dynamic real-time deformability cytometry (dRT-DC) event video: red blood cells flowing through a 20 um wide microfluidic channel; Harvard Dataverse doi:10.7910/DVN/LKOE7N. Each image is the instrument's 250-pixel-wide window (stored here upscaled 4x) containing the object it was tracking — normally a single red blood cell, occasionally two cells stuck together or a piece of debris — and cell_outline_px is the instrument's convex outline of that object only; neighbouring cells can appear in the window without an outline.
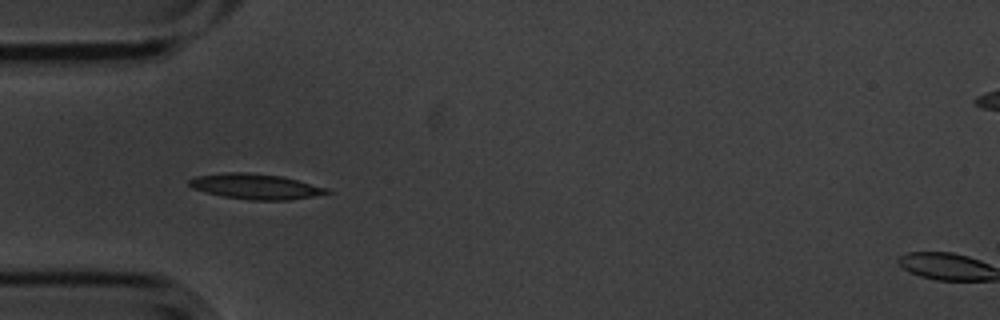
{"species": "common noctule bat (a hibernating species)", "species_latin": "Nyctalus noctula", "temperature_condition": "cold", "stored_images_in_passage": 4, "camera_frame_rate_fps": 3000, "um_per_image_px": 0.085, "animal": {"sex": "male", "body_mass_g": 20.1, "forearm_length_mm": 53.5}, "frame": {"image": 1, "passage_image": 4, "time_ms": 1.0, "image_size_px": [1000, 320], "cell_outline_px": [[332, 192], [312, 196], [288, 200], [248, 200], [220, 196], [192, 188], [188, 184], [188, 180], [196, 176], [224, 172], [248, 172], [284, 176], [328, 188]], "centroid_in_image_um": [21.71, 15.84], "position_along_channel_um": 63.3, "area_um2": 20.52}}